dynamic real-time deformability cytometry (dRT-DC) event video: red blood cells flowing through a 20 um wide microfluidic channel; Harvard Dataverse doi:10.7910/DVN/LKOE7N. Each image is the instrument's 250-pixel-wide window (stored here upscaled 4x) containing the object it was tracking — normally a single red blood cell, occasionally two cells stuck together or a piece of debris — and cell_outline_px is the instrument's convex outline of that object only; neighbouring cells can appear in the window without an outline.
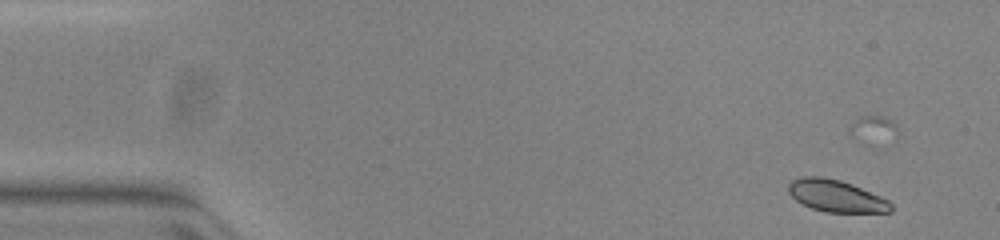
{"species": "common noctule bat (a hibernating species)", "species_latin": "Nyctalus noctula", "temperature_condition": "warm", "stored_images_in_passage": 23, "camera_frame_rate_fps": 3000, "um_per_image_px": 0.085, "animal": {"sex": "female", "body_mass_g": 23.0, "forearm_length_mm": 53.4}, "frame": {"image": 1, "passage_image": 4, "time_ms": 1.0, "image_size_px": [1000, 240], "cell_outline_px": [[892, 212], [824, 212], [812, 208], [796, 200], [788, 192], [788, 184], [792, 180], [804, 176], [820, 176], [840, 180], [852, 184], [880, 196], [888, 200], [892, 204]], "centroid_in_image_um": [71.07, 16.65], "position_along_channel_um": 13.9, "area_um2": 19.02}}
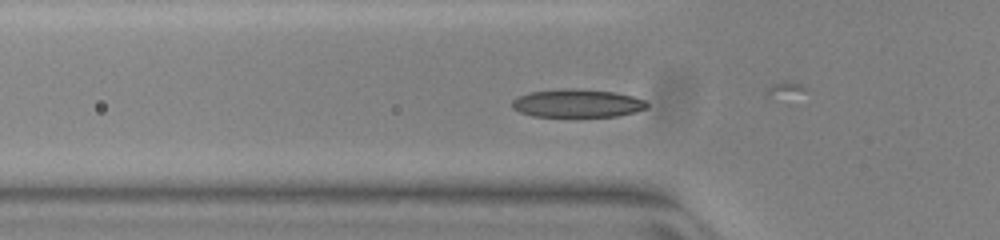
{"frame": {"image": 2, "passage_image": 18, "time_ms": 5.667, "image_size_px": [1000, 240], "cell_outline_px": [[648, 108], [636, 112], [616, 116], [532, 116], [520, 112], [512, 108], [512, 100], [520, 96], [532, 92], [564, 88], [572, 88], [616, 92], [632, 96], [644, 100], [648, 104]], "centroid_in_image_um": [49.09, 8.78], "position_along_channel_um": 76.7, "area_um2": 22.02}}